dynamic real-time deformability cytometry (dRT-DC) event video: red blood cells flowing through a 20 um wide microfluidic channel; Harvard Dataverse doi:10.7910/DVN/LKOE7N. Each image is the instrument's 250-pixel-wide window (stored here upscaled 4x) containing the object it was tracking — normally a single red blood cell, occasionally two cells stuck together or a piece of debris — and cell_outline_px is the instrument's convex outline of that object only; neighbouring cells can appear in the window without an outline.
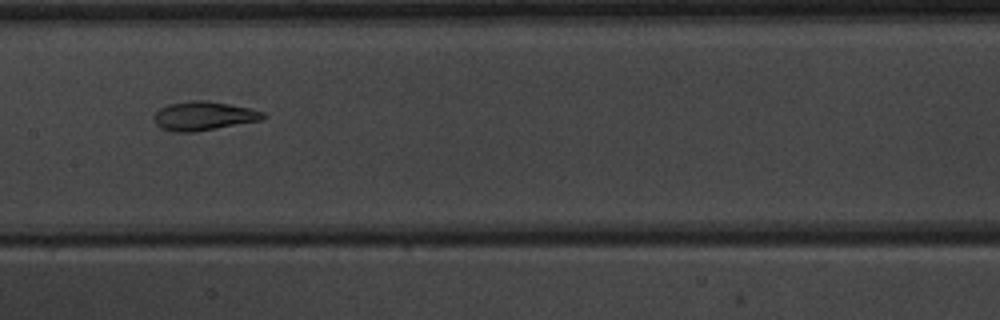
{"species": "common noctule bat (a hibernating species)", "species_latin": "Nyctalus noctula", "temperature_condition": "warm", "stored_images_in_passage": 9, "camera_frame_rate_fps": 3000, "um_per_image_px": 0.085, "animal": {"sex": "male", "body_mass_g": 20.1, "forearm_length_mm": 53.5}, "frame": {"image": 1, "passage_image": 7, "time_ms": 7.667, "image_size_px": [1000, 320], "cell_outline_px": [[268, 116], [260, 120], [196, 132], [172, 132], [160, 128], [152, 120], [152, 116], [160, 108], [168, 104], [192, 100], [208, 100], [252, 108], [264, 112]], "centroid_in_image_um": [17.29, 9.85], "position_along_channel_um": 190.1, "area_um2": 18.67}}
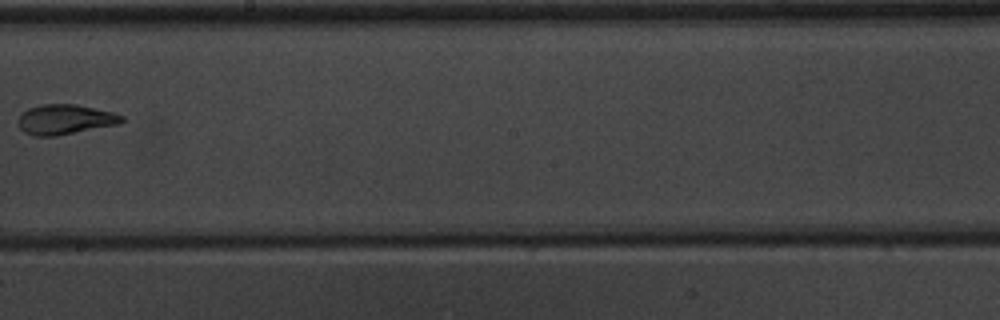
{"frame": {"image": 2, "passage_image": 8, "time_ms": 9.0, "image_size_px": [1000, 320], "cell_outline_px": [[124, 120], [120, 124], [56, 136], [36, 136], [24, 132], [20, 128], [20, 116], [28, 108], [40, 104], [76, 104], [112, 112], [124, 116]], "centroid_in_image_um": [5.56, 10.15], "position_along_channel_um": 242.6, "area_um2": 17.98}}
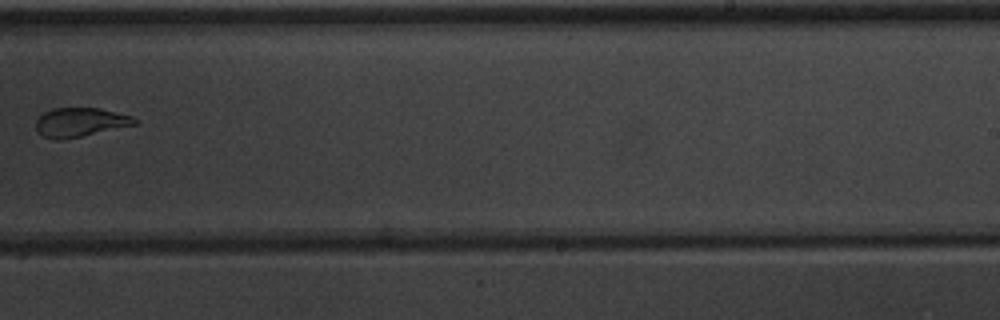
{"frame": {"image": 3, "passage_image": 9, "time_ms": 10.0, "image_size_px": [1000, 320], "cell_outline_px": [[140, 124], [60, 140], [56, 140], [44, 136], [36, 128], [36, 120], [44, 112], [52, 108], [100, 108], [132, 116], [140, 120]], "centroid_in_image_um": [6.87, 10.38], "position_along_channel_um": 282.1, "area_um2": 16.7}}